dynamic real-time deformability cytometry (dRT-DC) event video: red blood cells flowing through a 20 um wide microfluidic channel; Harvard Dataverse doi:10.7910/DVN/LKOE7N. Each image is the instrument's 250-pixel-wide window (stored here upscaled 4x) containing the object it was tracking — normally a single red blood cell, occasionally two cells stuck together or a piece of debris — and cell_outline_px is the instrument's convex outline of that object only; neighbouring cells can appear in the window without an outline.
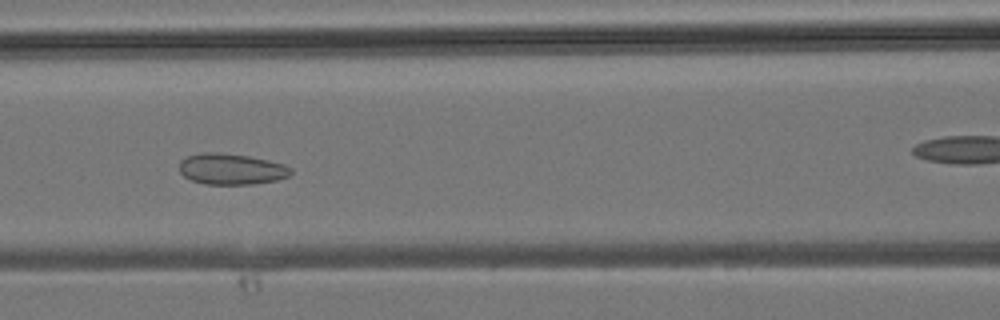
{"species": "common noctule bat (a hibernating species)", "species_latin": "Nyctalus noctula", "temperature_condition": "room temperature", "stored_images_in_passage": 40, "camera_frame_rate_fps": 3000, "um_per_image_px": 0.085, "animal": {"sex": "male", "body_mass_g": 19.2, "forearm_length_mm": 51.8}, "frame": {"image": 1, "passage_image": 17, "time_ms": 5.333, "image_size_px": [1000, 320], "cell_outline_px": [[292, 172], [288, 176], [276, 180], [252, 184], [204, 184], [192, 180], [184, 176], [180, 172], [180, 160], [188, 156], [204, 152], [220, 152], [248, 156], [268, 160], [284, 164], [292, 168]], "centroid_in_image_um": [19.66, 14.36], "position_along_channel_um": 146.9, "area_um2": 20.11}}
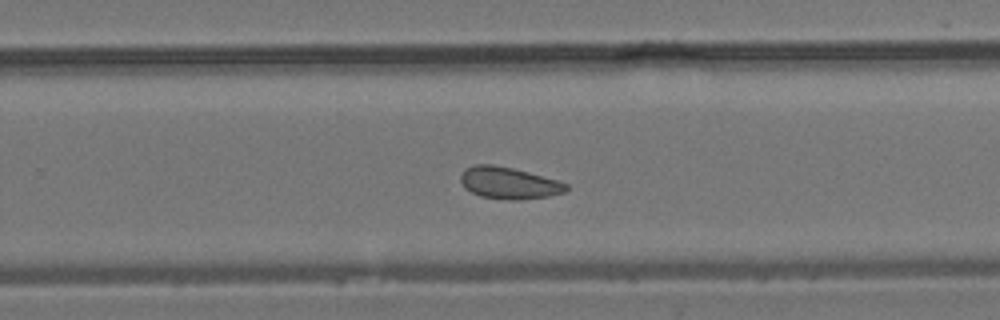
{"frame": {"image": 2, "passage_image": 25, "time_ms": 8.0, "image_size_px": [1000, 320], "cell_outline_px": [[568, 188], [564, 192], [548, 196], [520, 200], [508, 200], [480, 196], [464, 188], [460, 180], [460, 176], [464, 168], [476, 164], [492, 164], [512, 168], [528, 172], [556, 180], [568, 184]], "centroid_in_image_um": [43.21, 15.55], "position_along_channel_um": 286.6, "area_um2": 19.54}}
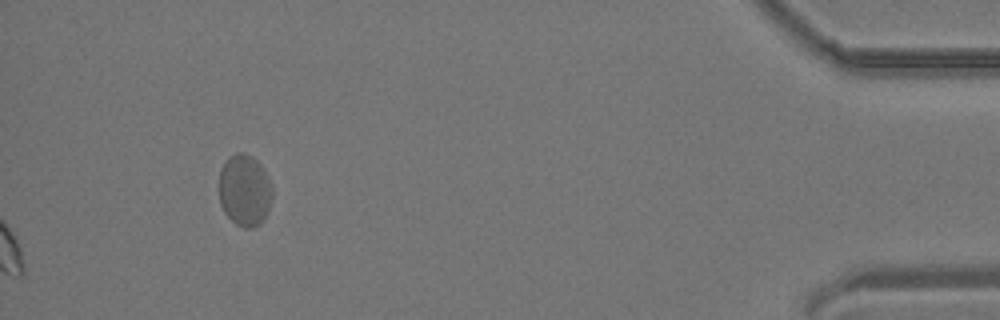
{"frame": {"image": 3, "passage_image": 40, "time_ms": 13.0, "image_size_px": [1000, 320], "cell_outline_px": [[272, 196], [264, 220], [260, 224], [252, 228], [244, 228], [236, 224], [224, 212], [220, 204], [220, 168], [224, 160], [228, 156], [236, 152], [244, 152], [252, 156], [264, 168], [272, 188]], "centroid_in_image_um": [20.79, 16.15], "position_along_channel_um": 414.4, "area_um2": 22.43}}